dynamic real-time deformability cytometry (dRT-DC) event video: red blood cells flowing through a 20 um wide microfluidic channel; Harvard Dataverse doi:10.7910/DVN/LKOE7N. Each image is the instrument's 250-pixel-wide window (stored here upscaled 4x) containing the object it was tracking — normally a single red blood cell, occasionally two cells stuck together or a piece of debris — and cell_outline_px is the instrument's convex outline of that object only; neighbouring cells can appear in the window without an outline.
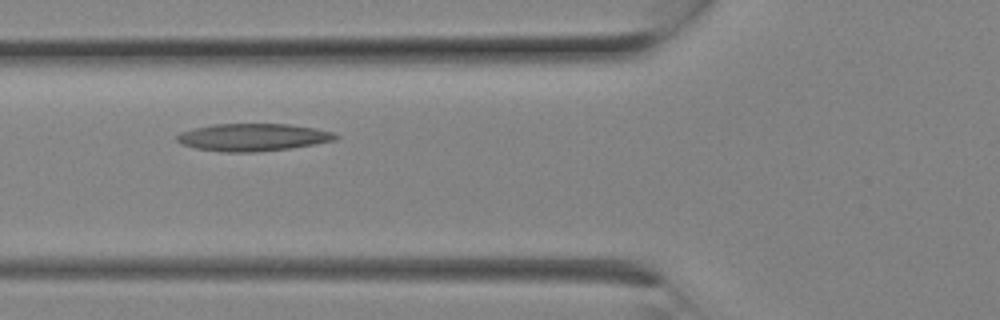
{"species": "Egyptian fruit bat (a non-hibernating species)", "species_latin": "Rousettus aegyptiacus", "temperature_condition": "room temperature", "stored_images_in_passage": 4, "camera_frame_rate_fps": 3000, "um_per_image_px": 0.085, "animal": {"sex": "female"}, "frame": {"image": 1, "passage_image": 3, "time_ms": 0.667, "image_size_px": [1000, 320], "cell_outline_px": [[340, 136], [336, 140], [288, 148], [256, 152], [220, 152], [196, 148], [180, 144], [176, 140], [176, 136], [180, 132], [212, 124], [288, 124], [312, 128], [332, 132]], "centroid_in_image_um": [21.45, 11.67], "position_along_channel_um": 104.4, "area_um2": 25.2}}
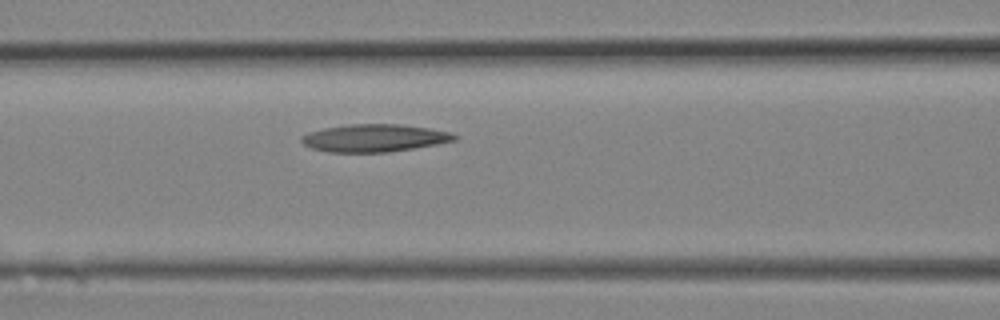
{"frame": {"image": 2, "passage_image": 4, "time_ms": 1.0, "image_size_px": [1000, 320], "cell_outline_px": [[456, 140], [436, 144], [388, 152], [328, 152], [312, 148], [304, 144], [300, 140], [300, 136], [308, 132], [324, 128], [348, 124], [400, 124], [428, 128], [448, 132], [456, 136]], "centroid_in_image_um": [31.76, 11.73], "position_along_channel_um": 134.8, "area_um2": 24.39}}